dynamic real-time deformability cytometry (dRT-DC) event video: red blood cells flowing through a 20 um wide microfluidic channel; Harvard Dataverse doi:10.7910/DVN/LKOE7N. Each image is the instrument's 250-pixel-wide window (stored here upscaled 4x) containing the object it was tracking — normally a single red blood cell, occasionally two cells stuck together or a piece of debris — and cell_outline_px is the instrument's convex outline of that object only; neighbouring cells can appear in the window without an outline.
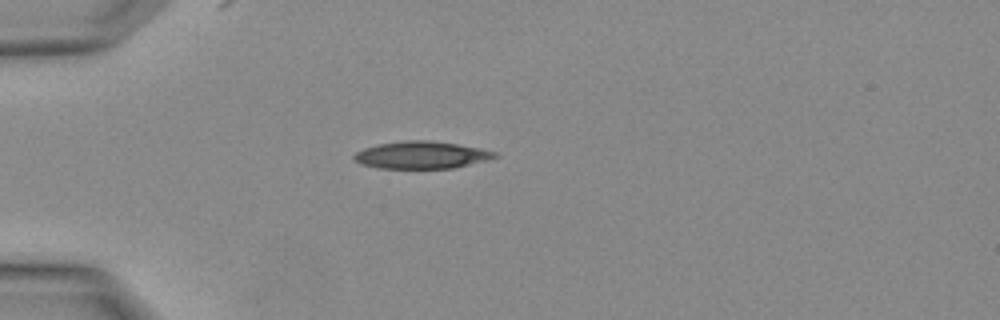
{"species": "Egyptian fruit bat (a non-hibernating species)", "species_latin": "Rousettus aegyptiacus", "temperature_condition": "warm", "stored_images_in_passage": 3, "camera_frame_rate_fps": 3000, "um_per_image_px": 0.085, "animal": {"sex": "female"}, "frame": {"image": 1, "passage_image": 3, "time_ms": 0.667, "image_size_px": [1000, 320], "cell_outline_px": [[500, 156], [488, 160], [452, 168], [376, 168], [360, 164], [352, 156], [356, 152], [364, 148], [380, 144], [408, 140], [428, 140], [456, 144], [480, 148], [496, 152]], "centroid_in_image_um": [35.83, 13.18], "position_along_channel_um": 49.2, "area_um2": 22.25}}